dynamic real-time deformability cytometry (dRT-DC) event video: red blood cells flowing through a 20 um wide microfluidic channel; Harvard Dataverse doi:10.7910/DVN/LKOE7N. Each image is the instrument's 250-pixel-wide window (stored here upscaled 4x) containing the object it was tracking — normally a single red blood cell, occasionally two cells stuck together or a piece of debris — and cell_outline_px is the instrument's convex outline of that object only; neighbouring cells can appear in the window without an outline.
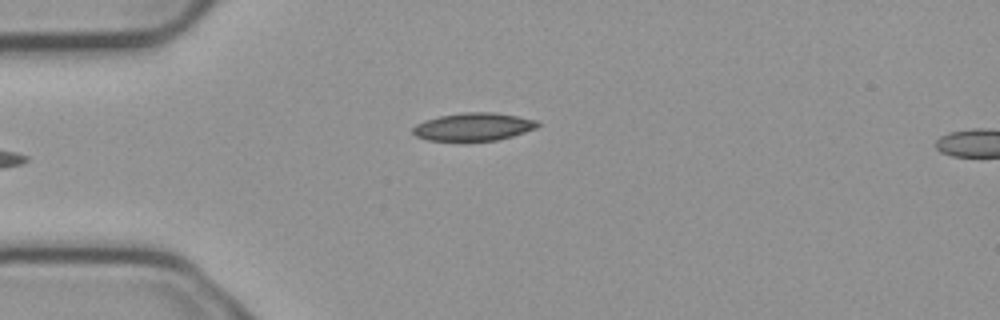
{"species": "common noctule bat (a hibernating species)", "species_latin": "Nyctalus noctula", "temperature_condition": "cold", "stored_images_in_passage": 5, "camera_frame_rate_fps": 3000, "um_per_image_px": 0.085, "animal": {"sex": "male", "body_mass_g": 23.1, "forearm_length_mm": 52.7}, "frame": {"image": 1, "passage_image": 5, "time_ms": 1.333, "image_size_px": [1000, 320], "cell_outline_px": [[540, 124], [536, 128], [512, 136], [496, 140], [428, 140], [416, 136], [412, 132], [412, 128], [416, 124], [424, 120], [440, 116], [464, 112], [492, 112], [516, 116], [536, 120]], "centroid_in_image_um": [40.22, 10.77], "position_along_channel_um": 44.8, "area_um2": 20.0}}